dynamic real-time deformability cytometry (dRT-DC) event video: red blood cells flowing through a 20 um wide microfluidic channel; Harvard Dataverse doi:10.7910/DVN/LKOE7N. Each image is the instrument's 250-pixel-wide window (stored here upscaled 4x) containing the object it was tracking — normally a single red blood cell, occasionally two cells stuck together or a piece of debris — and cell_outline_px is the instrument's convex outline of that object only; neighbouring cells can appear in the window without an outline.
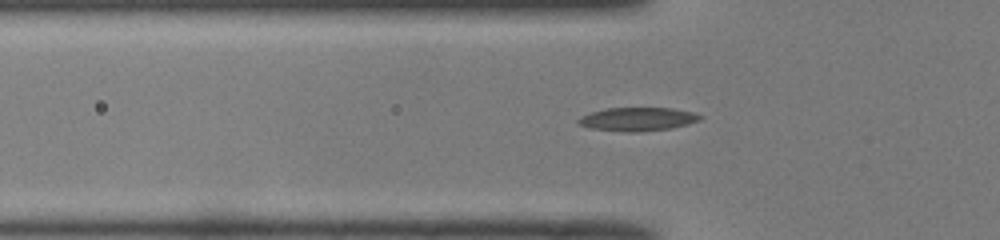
{"species": "common noctule bat (a hibernating species)", "species_latin": "Nyctalus noctula", "temperature_condition": "room temperature", "stored_images_in_passage": 33, "camera_frame_rate_fps": 3000, "um_per_image_px": 0.085, "animal": {"sex": "male", "body_mass_g": 19.0, "forearm_length_mm": 50.8}, "frame": {"image": 1, "passage_image": 5, "time_ms": 1.333, "image_size_px": [1000, 240], "cell_outline_px": [[704, 116], [700, 120], [688, 124], [672, 128], [640, 132], [628, 132], [588, 128], [580, 124], [576, 120], [580, 116], [592, 112], [608, 108], [672, 108], [692, 112]], "centroid_in_image_um": [54.21, 10.13], "position_along_channel_um": 71.6, "area_um2": 16.7}}
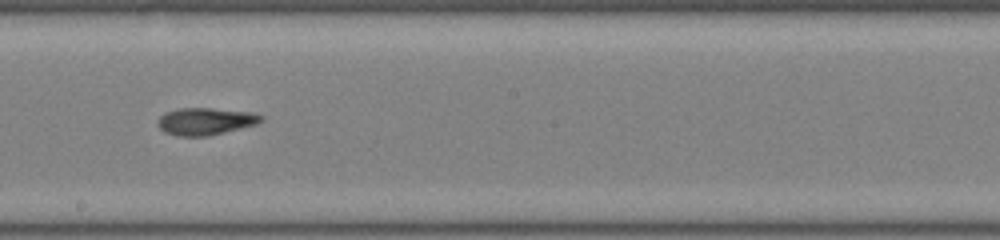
{"frame": {"image": 2, "passage_image": 17, "time_ms": 5.333, "image_size_px": [1000, 240], "cell_outline_px": [[264, 120], [256, 124], [208, 136], [176, 136], [164, 132], [156, 124], [160, 116], [164, 112], [180, 108], [208, 108], [252, 112], [264, 116]], "centroid_in_image_um": [17.44, 10.31], "position_along_channel_um": 230.8, "area_um2": 16.42}}
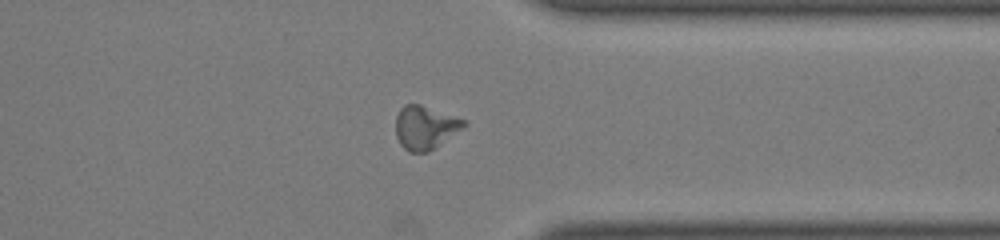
{"frame": {"image": 3, "passage_image": 28, "time_ms": 9.0, "image_size_px": [1000, 240], "cell_outline_px": [[468, 124], [464, 128], [436, 148], [428, 152], [408, 152], [400, 144], [396, 136], [396, 116], [400, 108], [404, 104], [420, 104], [468, 120]], "centroid_in_image_um": [36.17, 10.84], "position_along_channel_um": 375.2, "area_um2": 17.63}}